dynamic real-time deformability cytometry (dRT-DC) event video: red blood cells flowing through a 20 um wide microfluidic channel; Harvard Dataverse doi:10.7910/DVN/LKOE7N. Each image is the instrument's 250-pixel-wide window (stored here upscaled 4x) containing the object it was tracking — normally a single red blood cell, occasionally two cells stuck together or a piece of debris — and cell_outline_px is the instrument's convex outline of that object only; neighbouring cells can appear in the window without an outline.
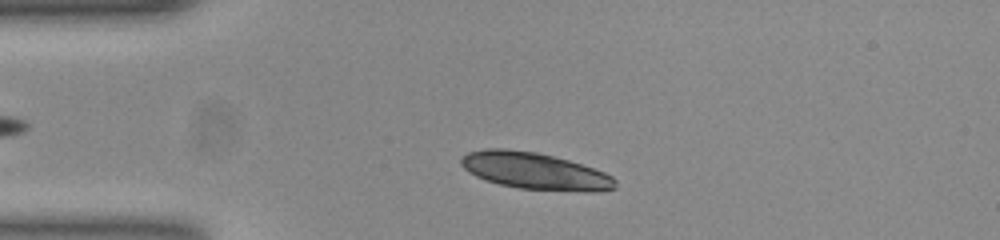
{"species": "common noctule bat (a hibernating species)", "species_latin": "Nyctalus noctula", "temperature_condition": "room temperature", "stored_images_in_passage": 46, "camera_frame_rate_fps": 3000, "um_per_image_px": 0.085, "animal": {"sex": "female", "body_mass_g": 23.0, "forearm_length_mm": 53.4}, "frame": {"image": 1, "passage_image": 6, "time_ms": 1.667, "image_size_px": [1000, 240], "cell_outline_px": [[616, 188], [592, 192], [584, 192], [520, 188], [500, 184], [476, 176], [468, 172], [460, 164], [460, 156], [468, 152], [488, 148], [504, 148], [536, 152], [568, 160], [604, 172], [612, 176], [616, 180]], "centroid_in_image_um": [45.45, 14.53], "position_along_channel_um": 39.6, "area_um2": 32.95}}